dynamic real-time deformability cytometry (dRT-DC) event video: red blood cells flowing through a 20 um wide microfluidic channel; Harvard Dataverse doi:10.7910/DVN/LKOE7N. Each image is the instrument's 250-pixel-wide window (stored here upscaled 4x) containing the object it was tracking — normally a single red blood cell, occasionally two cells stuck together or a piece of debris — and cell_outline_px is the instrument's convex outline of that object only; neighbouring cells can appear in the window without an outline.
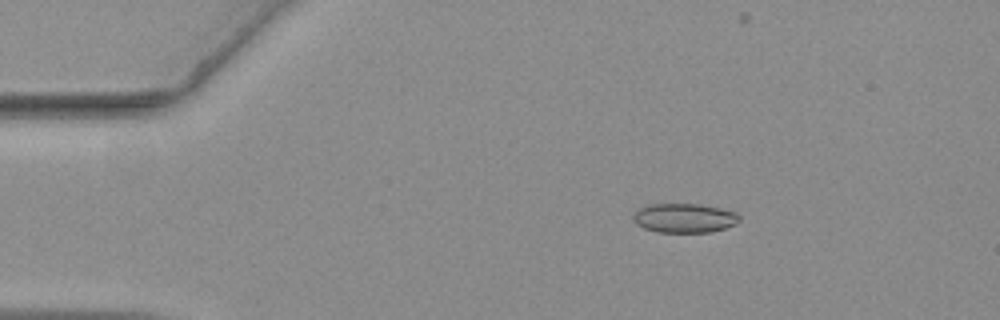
{"species": "common noctule bat (a hibernating species)", "species_latin": "Nyctalus noctula", "temperature_condition": "warm", "stored_images_in_passage": 44, "camera_frame_rate_fps": 3000, "um_per_image_px": 0.085, "animal": {"sex": "female", "body_mass_g": 19.3, "forearm_length_mm": 54.1}, "frame": {"image": 1, "passage_image": 7, "time_ms": 2.0, "image_size_px": [1000, 320], "cell_outline_px": [[740, 220], [736, 224], [712, 232], [656, 232], [644, 228], [636, 224], [632, 220], [632, 216], [640, 208], [648, 204], [700, 204], [720, 208], [736, 212], [740, 216]], "centroid_in_image_um": [58.17, 18.53], "position_along_channel_um": 26.8, "area_um2": 18.21}}
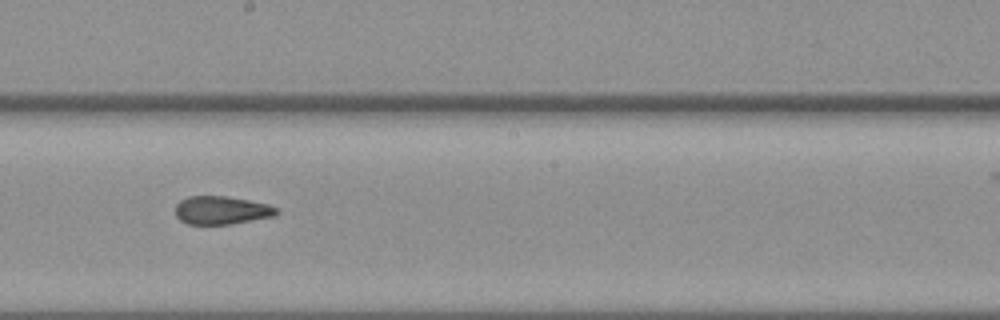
{"frame": {"image": 2, "passage_image": 29, "time_ms": 9.333, "image_size_px": [1000, 320], "cell_outline_px": [[280, 212], [276, 216], [228, 224], [188, 224], [180, 220], [176, 216], [176, 204], [180, 200], [188, 196], [228, 196], [268, 204], [280, 208]], "centroid_in_image_um": [18.86, 17.86], "position_along_channel_um": 229.3, "area_um2": 16.76}}
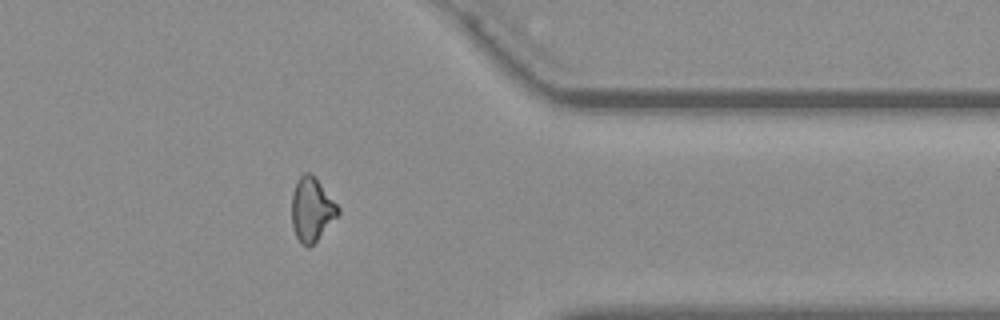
{"frame": {"image": 3, "passage_image": 43, "time_ms": 14.0, "image_size_px": [1000, 320], "cell_outline_px": [[340, 212], [316, 240], [308, 248], [300, 244], [292, 228], [292, 192], [300, 176], [304, 172], [312, 172], [340, 208]], "centroid_in_image_um": [26.48, 17.79], "position_along_channel_um": 384.9, "area_um2": 17.11}}